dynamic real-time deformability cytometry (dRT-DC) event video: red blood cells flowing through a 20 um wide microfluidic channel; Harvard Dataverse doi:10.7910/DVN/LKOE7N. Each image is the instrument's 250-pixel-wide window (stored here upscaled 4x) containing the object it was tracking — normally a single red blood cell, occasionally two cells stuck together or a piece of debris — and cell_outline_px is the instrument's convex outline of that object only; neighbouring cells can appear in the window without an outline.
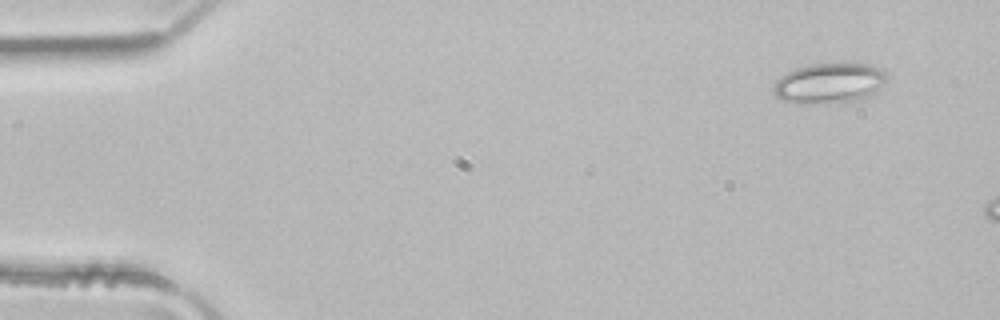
{"species": "common noctule bat (a hibernating species)", "species_latin": "Nyctalus noctula", "temperature_condition": "room temperature", "stored_images_in_passage": 3, "camera_frame_rate_fps": 3000, "um_per_image_px": 0.085, "animal": {"sex": "male", "body_mass_g": 21.5, "forearm_length_mm": 52.0}, "frame": {"image": 1, "passage_image": 1, "time_ms": 0.0, "image_size_px": [1000, 320], "cell_outline_px": [[888, 80], [872, 96], [864, 100], [844, 104], [796, 104], [780, 100], [772, 92], [772, 88], [776, 80], [780, 76], [796, 68], [812, 64], [868, 64], [884, 72], [888, 76]], "centroid_in_image_um": [70.49, 7.13], "position_along_channel_um": 14.5, "area_um2": 27.46}}